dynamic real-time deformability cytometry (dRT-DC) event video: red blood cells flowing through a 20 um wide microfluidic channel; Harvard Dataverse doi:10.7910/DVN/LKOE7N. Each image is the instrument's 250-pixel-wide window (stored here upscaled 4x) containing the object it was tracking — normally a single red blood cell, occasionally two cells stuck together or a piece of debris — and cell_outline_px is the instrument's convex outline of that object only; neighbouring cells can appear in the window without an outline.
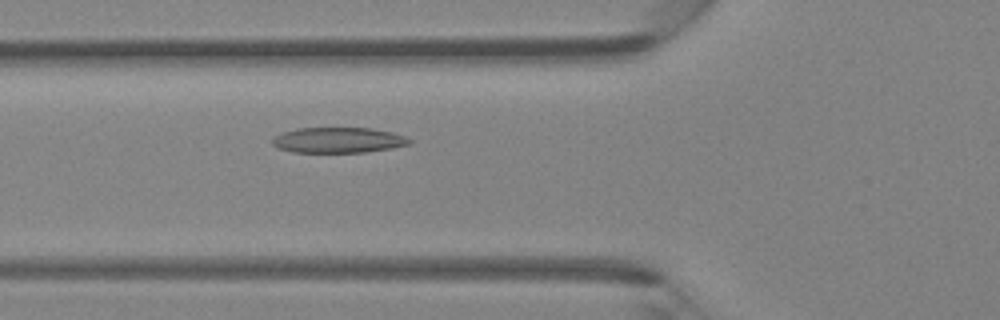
{"species": "Egyptian fruit bat (a non-hibernating species)", "species_latin": "Rousettus aegyptiacus", "temperature_condition": "room temperature", "stored_images_in_passage": 27, "camera_frame_rate_fps": 3000, "um_per_image_px": 0.085, "animal": {"sex": "female"}, "frame": {"image": 1, "passage_image": 4, "time_ms": 1.0, "image_size_px": [1000, 320], "cell_outline_px": [[412, 144], [392, 148], [364, 152], [292, 152], [280, 148], [272, 144], [272, 140], [280, 132], [296, 128], [372, 128], [392, 132], [408, 136], [412, 140]], "centroid_in_image_um": [28.8, 11.9], "position_along_channel_um": 97.0, "area_um2": 20.52}}
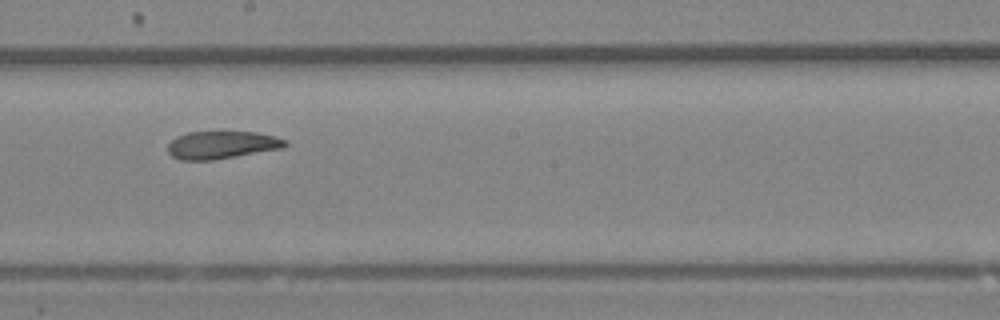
{"frame": {"image": 2, "passage_image": 13, "time_ms": 4.0, "image_size_px": [1000, 320], "cell_outline_px": [[288, 144], [284, 148], [212, 160], [180, 160], [172, 156], [168, 152], [168, 144], [176, 136], [188, 132], [220, 128], [256, 132], [276, 136], [288, 140]], "centroid_in_image_um": [18.87, 12.26], "position_along_channel_um": 229.3, "area_um2": 20.0}}
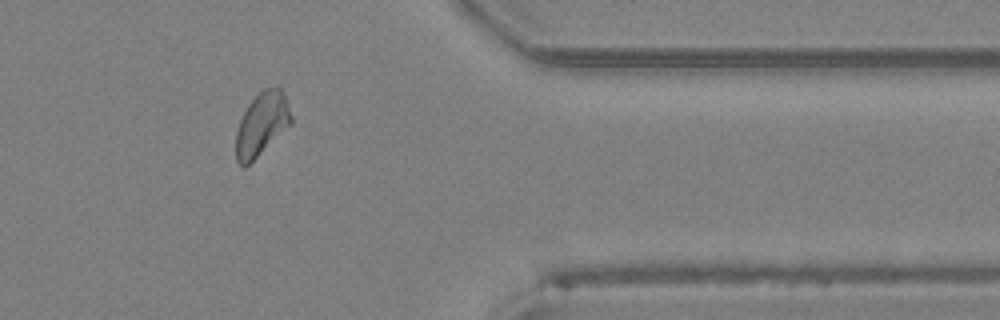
{"frame": {"image": 3, "passage_image": 25, "time_ms": 8.0, "image_size_px": [1000, 320], "cell_outline_px": [[292, 124], [244, 168], [236, 160], [236, 132], [240, 120], [248, 104], [264, 88], [276, 84], [280, 84], [292, 116]], "centroid_in_image_um": [22.27, 10.51], "position_along_channel_um": 389.1, "area_um2": 20.35}}